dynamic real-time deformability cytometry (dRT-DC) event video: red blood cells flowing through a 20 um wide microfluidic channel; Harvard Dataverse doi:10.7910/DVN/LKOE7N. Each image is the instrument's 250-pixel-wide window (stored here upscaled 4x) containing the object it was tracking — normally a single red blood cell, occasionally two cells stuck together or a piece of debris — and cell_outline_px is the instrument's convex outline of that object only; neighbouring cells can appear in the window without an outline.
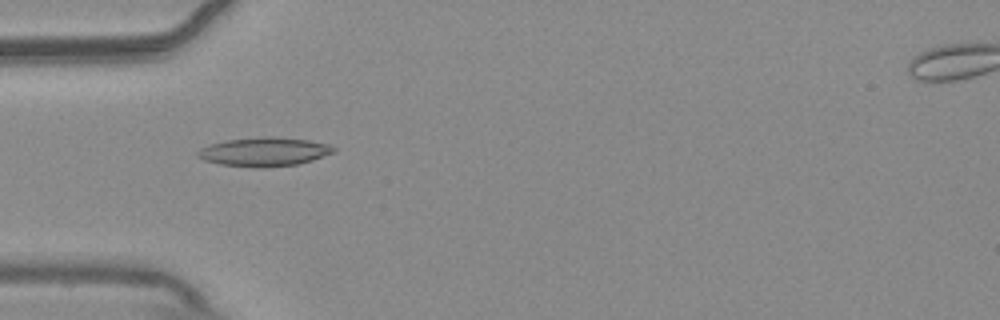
{"species": "common noctule bat (a hibernating species)", "species_latin": "Nyctalus noctula", "temperature_condition": "warm", "stored_images_in_passage": 50, "camera_frame_rate_fps": 3000, "um_per_image_px": 0.085, "animal": {"sex": "male", "body_mass_g": 20.4}, "frame": {"image": 1, "passage_image": 13, "time_ms": 4.0, "image_size_px": [1000, 320], "cell_outline_px": [[336, 152], [312, 160], [296, 164], [264, 168], [252, 168], [220, 164], [204, 160], [196, 156], [196, 152], [200, 148], [212, 144], [228, 140], [268, 136], [272, 136], [308, 140], [328, 144], [336, 148]], "centroid_in_image_um": [22.46, 12.91], "position_along_channel_um": 62.5, "area_um2": 22.89}}
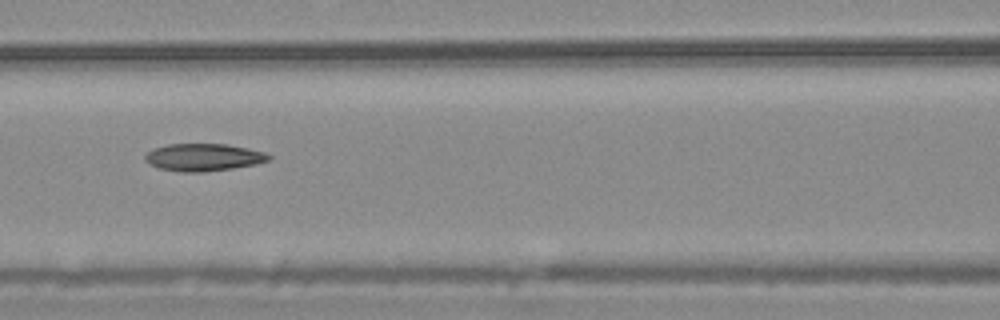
{"frame": {"image": 2, "passage_image": 20, "time_ms": 6.333, "image_size_px": [1000, 320], "cell_outline_px": [[272, 156], [268, 160], [256, 164], [232, 168], [204, 172], [180, 172], [160, 168], [148, 164], [144, 160], [144, 156], [152, 148], [168, 144], [228, 144], [248, 148], [264, 152]], "centroid_in_image_um": [17.26, 13.37], "position_along_channel_um": 149.3, "area_um2": 19.83}}
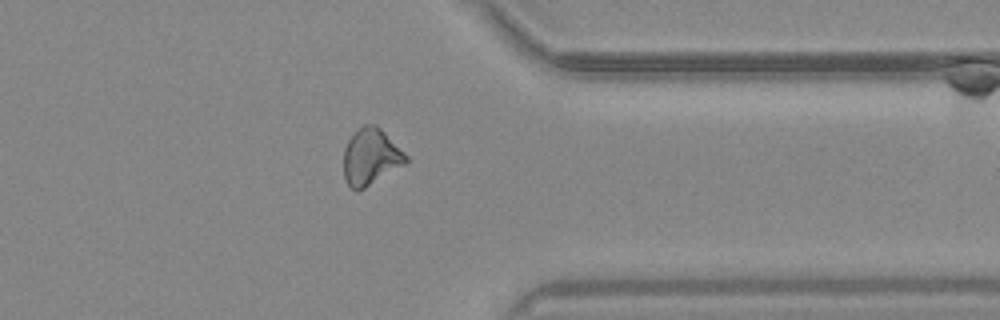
{"frame": {"image": 3, "passage_image": 39, "time_ms": 12.667, "image_size_px": [1000, 320], "cell_outline_px": [[408, 164], [364, 188], [352, 188], [348, 184], [344, 176], [344, 148], [348, 140], [364, 124], [376, 124], [408, 156]], "centroid_in_image_um": [31.55, 13.33], "position_along_channel_um": 379.9, "area_um2": 20.29}, "authors_computed_cell_mechanics": {"area_um2": 20.0855, "velocity_mm_per_s": 3.7621, "shape_relaxation_time_tau1_ms": null, "shape_relaxation_time_tau2_ms": 8.6669, "deformation_change_tau1": null, "deformation_change_tau2": 0.1836}}